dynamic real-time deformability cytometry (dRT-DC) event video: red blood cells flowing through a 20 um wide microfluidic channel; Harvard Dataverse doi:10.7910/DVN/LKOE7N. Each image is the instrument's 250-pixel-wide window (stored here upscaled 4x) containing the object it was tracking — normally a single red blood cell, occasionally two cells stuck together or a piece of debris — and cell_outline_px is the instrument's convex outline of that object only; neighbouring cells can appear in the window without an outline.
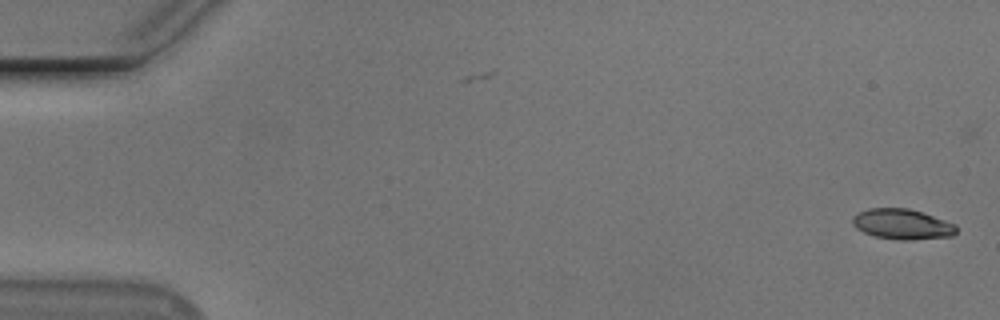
{"species": "Egyptian fruit bat (a non-hibernating species)", "species_latin": "Rousettus aegyptiacus", "temperature_condition": "cold", "stored_images_in_passage": 56, "camera_frame_rate_fps": 3000, "um_per_image_px": 0.085, "animal": {"sex": "male"}, "frame": {"image": 1, "passage_image": 1, "time_ms": 0.0, "image_size_px": [1000, 320], "cell_outline_px": [[956, 232], [952, 236], [908, 240], [900, 240], [876, 236], [864, 232], [856, 228], [852, 224], [852, 216], [868, 208], [908, 208], [956, 224]], "centroid_in_image_um": [76.66, 19.05], "position_along_channel_um": 8.3, "area_um2": 18.15}}
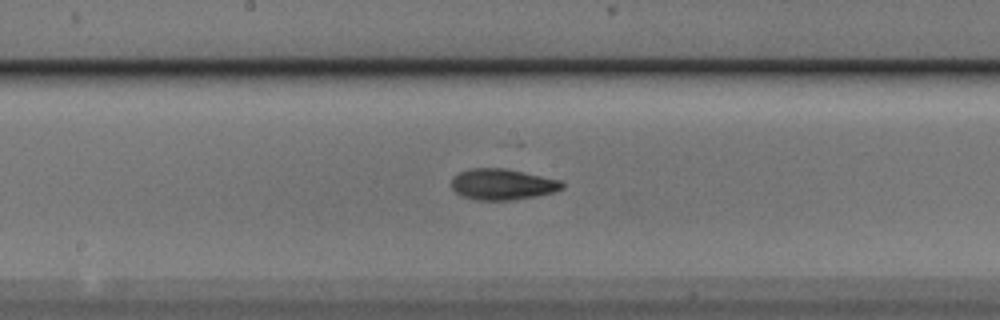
{"frame": {"image": 2, "passage_image": 29, "time_ms": 9.333, "image_size_px": [1000, 320], "cell_outline_px": [[564, 188], [552, 192], [536, 196], [512, 200], [476, 200], [464, 196], [456, 192], [452, 188], [452, 180], [460, 172], [472, 168], [504, 168], [560, 180], [564, 184]], "centroid_in_image_um": [42.72, 15.67], "position_along_channel_um": 205.5, "area_um2": 19.71}}
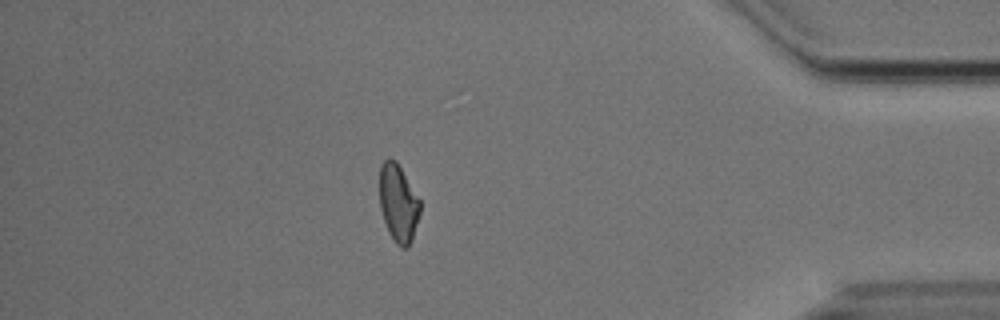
{"frame": {"image": 3, "passage_image": 48, "time_ms": 15.667, "image_size_px": [1000, 320], "cell_outline_px": [[420, 212], [412, 240], [408, 248], [400, 248], [396, 244], [388, 232], [380, 208], [380, 164], [388, 156], [396, 160], [420, 200]], "centroid_in_image_um": [33.85, 17.27], "position_along_channel_um": 401.4, "area_um2": 18.44}}